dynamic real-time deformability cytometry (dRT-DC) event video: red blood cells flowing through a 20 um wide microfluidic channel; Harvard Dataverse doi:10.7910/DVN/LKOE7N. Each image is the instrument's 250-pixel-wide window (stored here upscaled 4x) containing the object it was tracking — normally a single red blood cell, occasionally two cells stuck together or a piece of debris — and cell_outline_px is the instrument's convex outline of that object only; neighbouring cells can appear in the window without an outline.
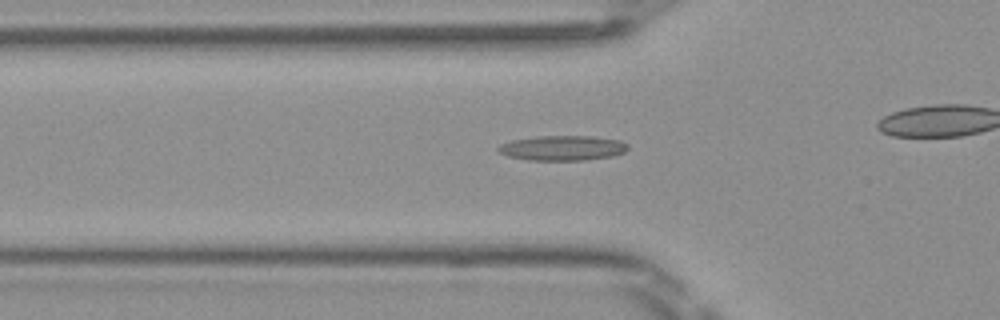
{"species": "Egyptian fruit bat (a non-hibernating species)", "species_latin": "Rousettus aegyptiacus", "temperature_condition": "room temperature", "stored_images_in_passage": 33, "camera_frame_rate_fps": 3000, "um_per_image_px": 0.085, "frame": {"image": 1, "passage_image": 9, "time_ms": 2.667, "image_size_px": [1000, 320], "cell_outline_px": [[628, 148], [624, 152], [612, 156], [584, 160], [528, 160], [508, 156], [500, 152], [496, 148], [500, 144], [512, 140], [536, 136], [592, 136], [620, 140], [628, 144]], "centroid_in_image_um": [47.81, 12.57], "position_along_channel_um": 78.0, "area_um2": 18.84}}
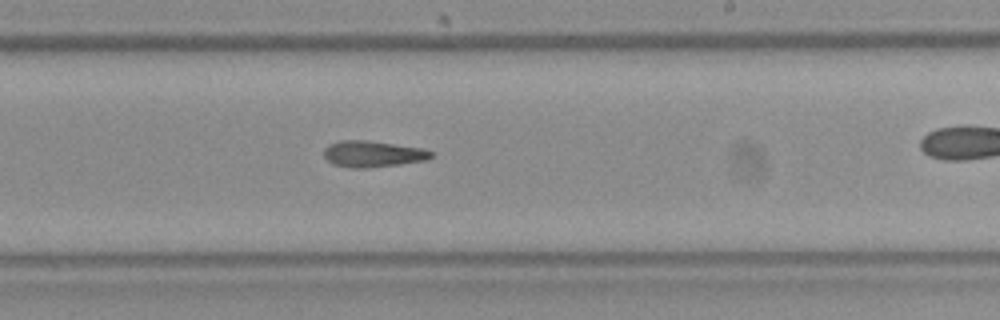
{"frame": {"image": 2, "passage_image": 22, "time_ms": 7.0, "image_size_px": [1000, 320], "cell_outline_px": [[432, 156], [428, 160], [400, 164], [368, 168], [348, 168], [332, 164], [324, 156], [324, 148], [328, 144], [340, 140], [364, 140], [424, 148], [432, 152]], "centroid_in_image_um": [31.67, 13.09], "position_along_channel_um": 257.3, "area_um2": 16.53}}
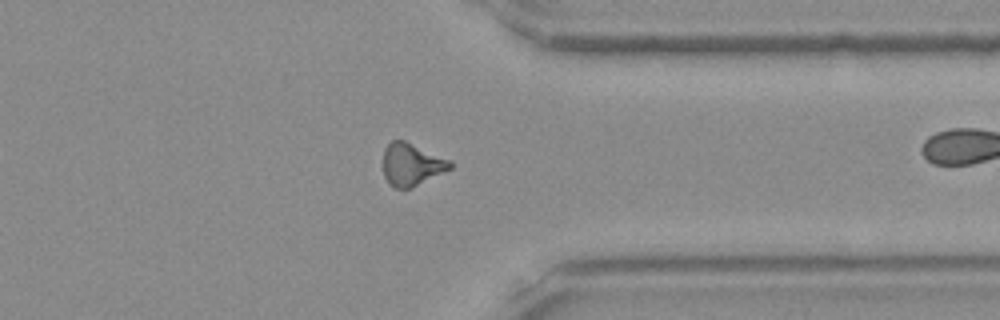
{"frame": {"image": 3, "passage_image": 31, "time_ms": 10.0, "image_size_px": [1000, 320], "cell_outline_px": [[452, 168], [444, 172], [408, 188], [396, 188], [388, 184], [384, 176], [384, 148], [392, 140], [404, 140], [452, 160]], "centroid_in_image_um": [34.99, 13.96], "position_along_channel_um": 376.4, "area_um2": 16.42}}